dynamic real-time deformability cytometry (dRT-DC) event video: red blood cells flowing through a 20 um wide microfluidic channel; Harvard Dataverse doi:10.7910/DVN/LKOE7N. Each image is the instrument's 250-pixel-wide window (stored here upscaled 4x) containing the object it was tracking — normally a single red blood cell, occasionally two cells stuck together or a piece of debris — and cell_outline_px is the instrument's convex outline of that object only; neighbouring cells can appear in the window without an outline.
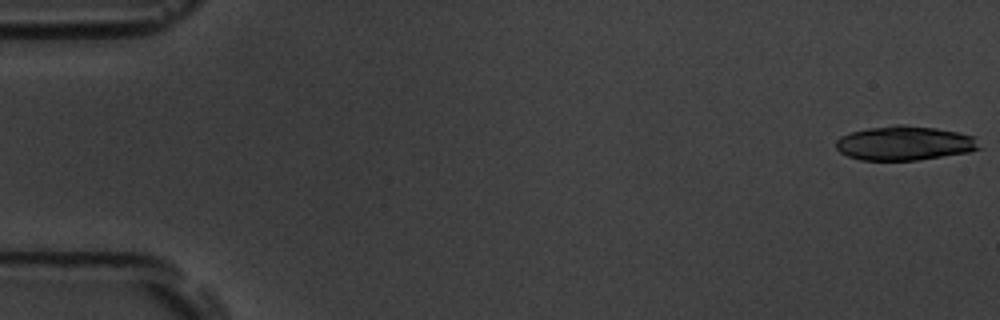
{"species": "common noctule bat (a hibernating species)", "species_latin": "Nyctalus noctula", "temperature_condition": "room temperature", "stored_images_in_passage": 15, "camera_frame_rate_fps": 3000, "um_per_image_px": 0.085, "animal": {"sex": "male", "body_mass_g": 19.5, "forearm_length_mm": 54.6}, "frame": {"image": 1, "passage_image": 1, "time_ms": 0.0, "image_size_px": [1000, 320], "cell_outline_px": [[984, 148], [968, 152], [916, 160], [860, 160], [848, 156], [840, 152], [836, 148], [836, 140], [840, 136], [852, 132], [868, 128], [896, 124], [904, 124], [936, 128], [956, 132], [972, 136]], "centroid_in_image_um": [76.87, 12.17], "position_along_channel_um": 8.1, "area_um2": 28.61}}